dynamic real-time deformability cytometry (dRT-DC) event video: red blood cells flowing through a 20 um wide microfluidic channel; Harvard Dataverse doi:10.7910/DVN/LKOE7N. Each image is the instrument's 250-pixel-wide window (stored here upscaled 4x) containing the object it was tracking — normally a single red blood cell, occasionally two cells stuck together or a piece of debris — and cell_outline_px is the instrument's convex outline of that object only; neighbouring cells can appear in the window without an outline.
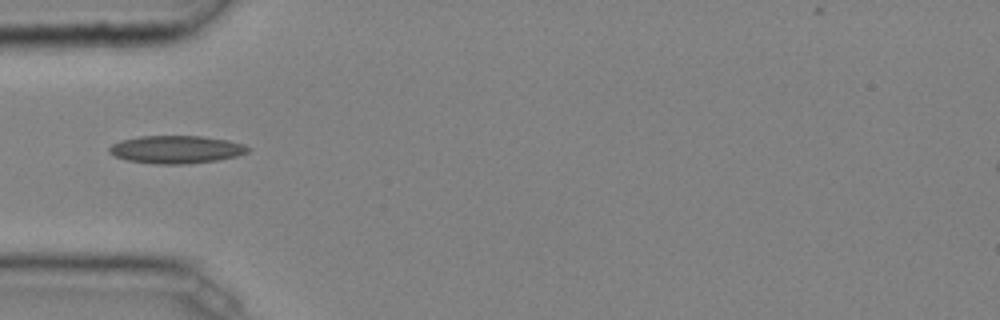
{"species": "common noctule bat (a hibernating species)", "species_latin": "Nyctalus noctula", "temperature_condition": "cold", "stored_images_in_passage": 31, "camera_frame_rate_fps": 3000, "um_per_image_px": 0.085, "animal": {"sex": "male", "body_mass_g": 20.4}, "frame": {"image": 1, "passage_image": 1, "time_ms": 0.0, "image_size_px": [1000, 320], "cell_outline_px": [[252, 148], [248, 152], [236, 156], [216, 160], [188, 164], [156, 164], [128, 160], [116, 156], [108, 152], [108, 148], [112, 144], [120, 140], [140, 136], [204, 136], [228, 140], [244, 144]], "centroid_in_image_um": [14.99, 12.7], "position_along_channel_um": 70.0, "area_um2": 22.54}, "authors_computed_cell_mechanics": {"area_um2": 20.0566, "velocity_mm_per_s": 4.0789, "shape_relaxation_time_tau1_ms": null, "shape_relaxation_time_tau2_ms": 9.8211, "deformation_change_tau1": null, "deformation_change_tau2": 0.2017}}